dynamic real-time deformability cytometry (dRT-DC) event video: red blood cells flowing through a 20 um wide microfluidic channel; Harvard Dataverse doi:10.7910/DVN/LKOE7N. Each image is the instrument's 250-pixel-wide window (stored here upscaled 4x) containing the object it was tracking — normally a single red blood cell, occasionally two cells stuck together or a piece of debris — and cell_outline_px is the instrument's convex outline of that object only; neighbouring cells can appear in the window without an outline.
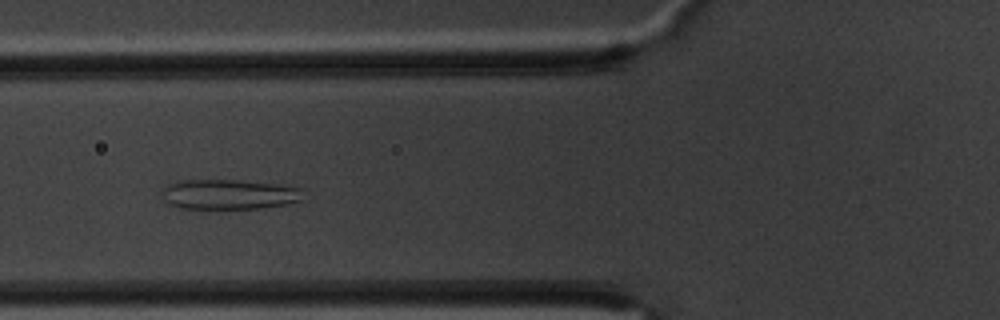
{"species": "common noctule bat (a hibernating species)", "species_latin": "Nyctalus noctula", "temperature_condition": "warm", "stored_images_in_passage": 62, "camera_frame_rate_fps": 3000, "um_per_image_px": 0.085, "animal": {"sex": "male", "body_mass_g": 20.1, "forearm_length_mm": 53.5}, "frame": {"image": 1, "passage_image": 23, "time_ms": 7.333, "image_size_px": [1000, 320], "cell_outline_px": [[304, 200], [288, 204], [260, 208], [216, 212], [180, 208], [168, 204], [160, 196], [160, 192], [164, 184], [176, 180], [236, 180], [276, 184], [304, 188]], "centroid_in_image_um": [19.4, 16.57], "position_along_channel_um": 106.4, "area_um2": 26.36}}
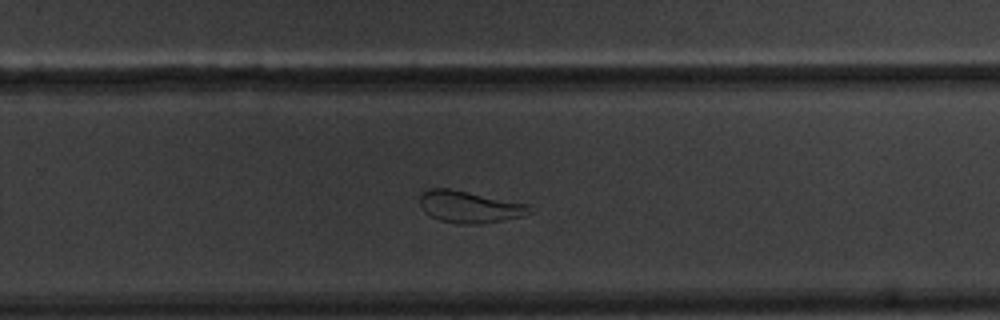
{"frame": {"image": 2, "passage_image": 40, "time_ms": 13.0, "image_size_px": [1000, 320], "cell_outline_px": [[536, 212], [524, 216], [480, 224], [456, 224], [440, 220], [424, 212], [420, 204], [420, 196], [428, 188], [452, 188], [528, 204], [536, 208]], "centroid_in_image_um": [39.98, 17.58], "position_along_channel_um": 289.8, "area_um2": 20.75}}
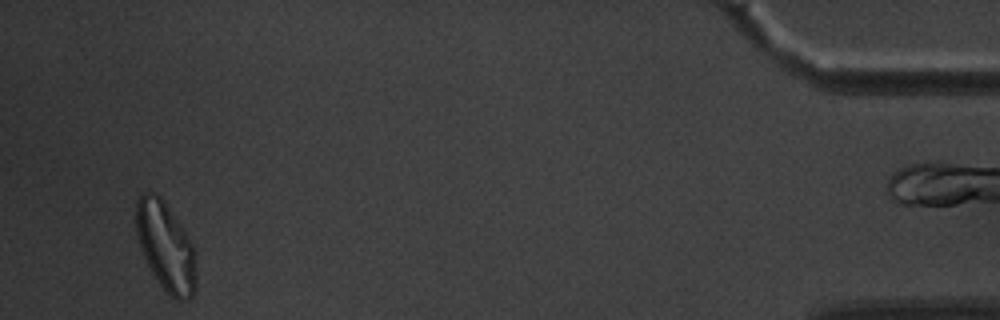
{"frame": {"image": 3, "passage_image": 59, "time_ms": 19.333, "image_size_px": [1000, 320], "cell_outline_px": [[196, 288], [192, 296], [188, 300], [176, 300], [168, 296], [156, 280], [140, 248], [136, 232], [136, 200], [144, 192], [156, 192], [160, 196], [192, 244], [196, 252]], "centroid_in_image_um": [14.09, 21.01], "position_along_channel_um": 421.1, "area_um2": 31.1}, "authors_computed_cell_mechanics": {"area_um2": 29.478, "velocity_mm_per_s": 3.2447, "shape_relaxation_time_tau1_ms": null, "shape_relaxation_time_tau2_ms": 1.9383, "deformation_change_tau1": null, "deformation_change_tau2": 0.0803}}